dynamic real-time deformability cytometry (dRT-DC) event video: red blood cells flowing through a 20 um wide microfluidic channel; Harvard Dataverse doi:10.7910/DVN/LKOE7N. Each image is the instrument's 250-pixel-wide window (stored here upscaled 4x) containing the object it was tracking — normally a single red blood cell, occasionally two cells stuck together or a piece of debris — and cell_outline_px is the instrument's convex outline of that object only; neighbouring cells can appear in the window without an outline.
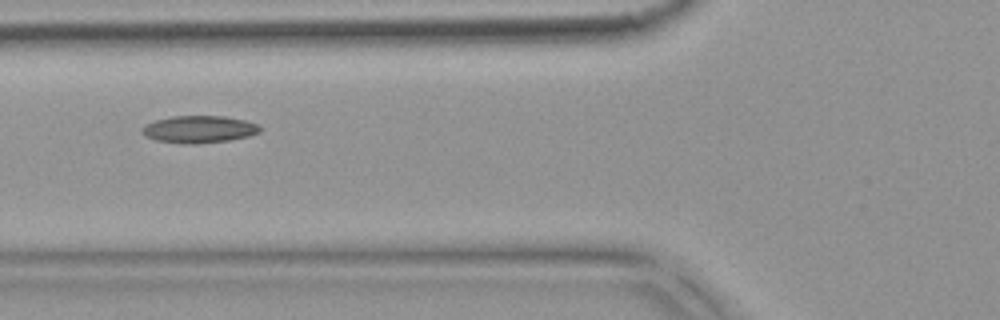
{"species": "common noctule bat (a hibernating species)", "species_latin": "Nyctalus noctula", "temperature_condition": "warm", "stored_images_in_passage": 8, "camera_frame_rate_fps": 3000, "um_per_image_px": 0.085, "animal": {"sex": "female", "body_mass_g": 18.4}, "frame": {"image": 1, "passage_image": 6, "time_ms": 1.667, "image_size_px": [1000, 320], "cell_outline_px": [[260, 132], [248, 136], [228, 140], [196, 144], [188, 144], [156, 140], [144, 136], [140, 132], [140, 128], [144, 124], [156, 120], [172, 116], [224, 116], [244, 120], [256, 124], [260, 128]], "centroid_in_image_um": [16.85, 10.99], "position_along_channel_um": 108.9, "area_um2": 18.67}}
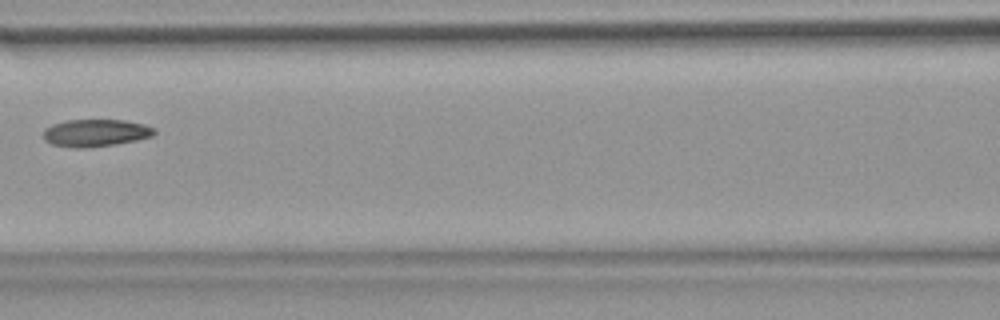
{"frame": {"image": 2, "passage_image": 7, "time_ms": 2.0, "image_size_px": [1000, 320], "cell_outline_px": [[156, 132], [152, 136], [136, 140], [116, 144], [88, 148], [76, 148], [52, 144], [44, 140], [44, 128], [52, 124], [68, 120], [124, 120], [144, 124], [156, 128]], "centroid_in_image_um": [8.13, 11.29], "position_along_channel_um": 158.5, "area_um2": 17.74}}